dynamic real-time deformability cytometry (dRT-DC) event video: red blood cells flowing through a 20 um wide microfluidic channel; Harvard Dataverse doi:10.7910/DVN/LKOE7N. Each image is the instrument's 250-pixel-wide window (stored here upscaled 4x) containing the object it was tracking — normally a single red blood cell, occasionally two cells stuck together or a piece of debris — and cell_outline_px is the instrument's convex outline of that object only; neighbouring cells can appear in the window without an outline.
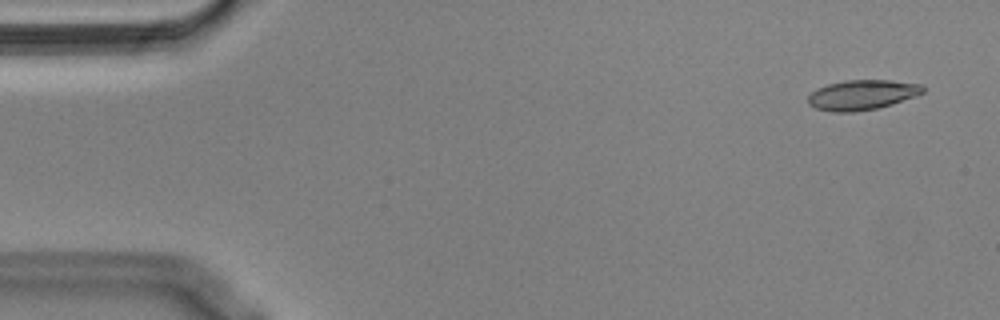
{"species": "Egyptian fruit bat (a non-hibernating species)", "species_latin": "Rousettus aegyptiacus", "temperature_condition": "cold", "stored_images_in_passage": 55, "camera_frame_rate_fps": 3000, "um_per_image_px": 0.085, "animal": {"sex": "male"}, "frame": {"image": 1, "passage_image": 3, "time_ms": 0.667, "image_size_px": [1000, 320], "cell_outline_px": [[924, 92], [916, 96], [892, 104], [876, 108], [852, 112], [832, 112], [816, 108], [808, 104], [808, 96], [816, 88], [828, 84], [844, 80], [888, 80], [920, 84], [924, 88]], "centroid_in_image_um": [73.25, 8.06], "position_along_channel_um": 11.7, "area_um2": 20.0}}
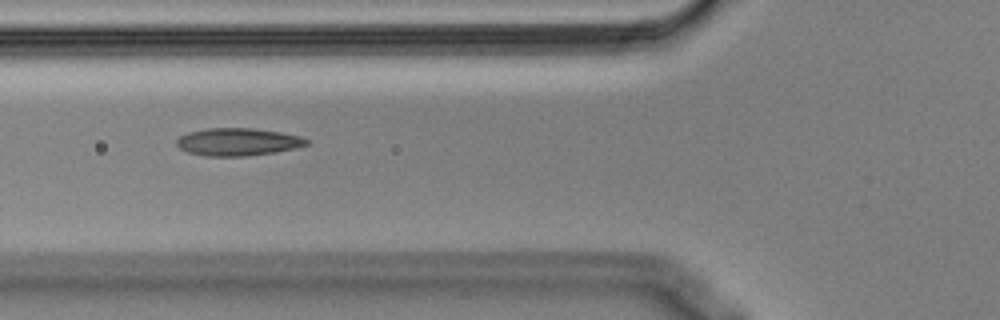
{"frame": {"image": 2, "passage_image": 20, "time_ms": 6.333, "image_size_px": [1000, 320], "cell_outline_px": [[308, 144], [296, 148], [276, 152], [244, 156], [204, 156], [188, 152], [180, 148], [176, 144], [176, 140], [180, 136], [188, 132], [208, 128], [252, 128], [280, 132], [300, 136], [308, 140]], "centroid_in_image_um": [20.2, 12.06], "position_along_channel_um": 105.6, "area_um2": 20.87}}
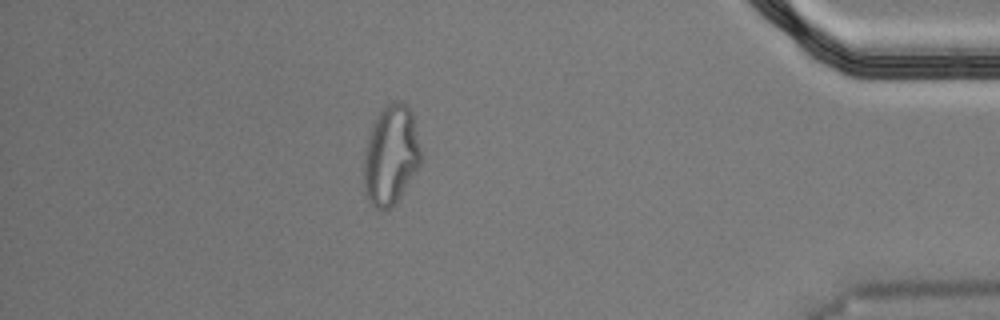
{"frame": {"image": 3, "passage_image": 48, "time_ms": 15.667, "image_size_px": [1000, 320], "cell_outline_px": [[420, 164], [396, 204], [388, 208], [376, 208], [368, 200], [364, 192], [364, 148], [372, 124], [376, 116], [388, 104], [396, 100], [404, 100], [412, 112], [420, 148]], "centroid_in_image_um": [33.21, 13.17], "position_along_channel_um": 402.0, "area_um2": 33.12}, "authors_computed_cell_mechanics": {"area_um2": 20.5768, "velocity_mm_per_s": 3.6345, "shape_relaxation_time_tau1_ms": null, "shape_relaxation_time_tau2_ms": 1.6734, "deformation_change_tau1": null, "deformation_change_tau2": 0.0946}}